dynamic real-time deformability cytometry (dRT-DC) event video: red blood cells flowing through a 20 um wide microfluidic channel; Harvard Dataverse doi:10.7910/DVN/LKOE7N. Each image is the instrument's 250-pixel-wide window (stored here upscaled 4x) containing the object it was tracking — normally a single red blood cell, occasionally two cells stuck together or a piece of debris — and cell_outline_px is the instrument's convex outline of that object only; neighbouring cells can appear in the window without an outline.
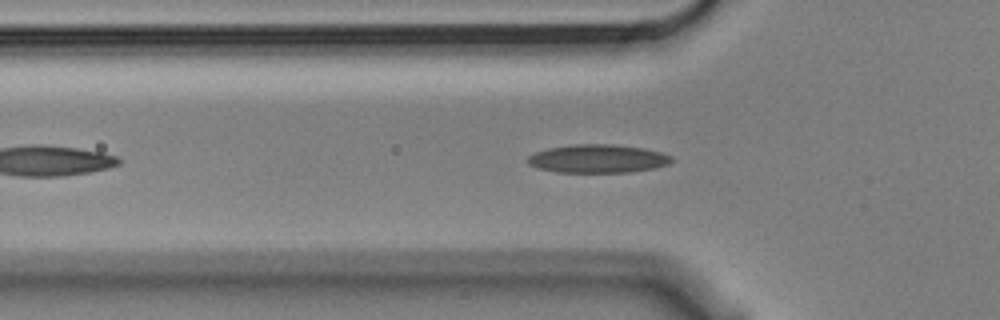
{"species": "Egyptian fruit bat (a non-hibernating species)", "species_latin": "Rousettus aegyptiacus", "temperature_condition": "cold", "stored_images_in_passage": 25, "camera_frame_rate_fps": 3000, "um_per_image_px": 0.085, "animal": {"sex": "male"}, "frame": {"image": 1, "passage_image": 9, "time_ms": 2.667, "image_size_px": [1000, 320], "cell_outline_px": [[676, 160], [668, 164], [656, 168], [632, 172], [556, 172], [536, 168], [528, 164], [528, 156], [536, 152], [548, 148], [572, 144], [612, 144], [644, 148], [660, 152], [672, 156]], "centroid_in_image_um": [50.84, 13.49], "position_along_channel_um": 75.0, "area_um2": 23.99}}
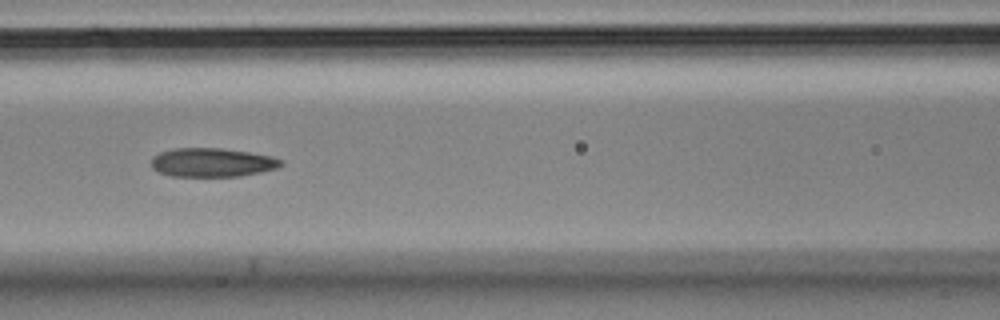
{"frame": {"image": 2, "passage_image": 15, "time_ms": 4.667, "image_size_px": [1000, 320], "cell_outline_px": [[284, 164], [276, 168], [260, 172], [240, 176], [172, 176], [160, 172], [152, 168], [152, 156], [160, 152], [172, 148], [220, 148], [248, 152], [272, 156], [284, 160]], "centroid_in_image_um": [18.04, 13.8], "position_along_channel_um": 148.6, "area_um2": 21.79}}
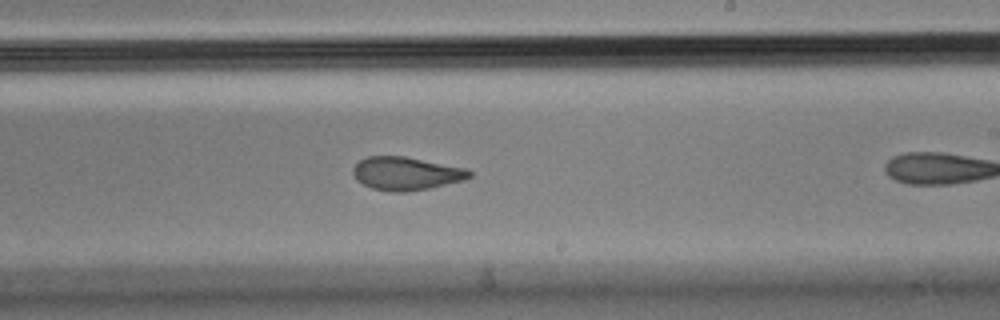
{"frame": {"image": 3, "passage_image": 20, "time_ms": 6.333, "image_size_px": [1000, 320], "cell_outline_px": [[472, 176], [464, 180], [428, 188], [408, 192], [396, 192], [372, 188], [356, 180], [352, 172], [352, 168], [360, 160], [368, 156], [404, 156], [468, 168], [472, 172]], "centroid_in_image_um": [34.53, 14.74], "position_along_channel_um": 254.5, "area_um2": 22.54}}